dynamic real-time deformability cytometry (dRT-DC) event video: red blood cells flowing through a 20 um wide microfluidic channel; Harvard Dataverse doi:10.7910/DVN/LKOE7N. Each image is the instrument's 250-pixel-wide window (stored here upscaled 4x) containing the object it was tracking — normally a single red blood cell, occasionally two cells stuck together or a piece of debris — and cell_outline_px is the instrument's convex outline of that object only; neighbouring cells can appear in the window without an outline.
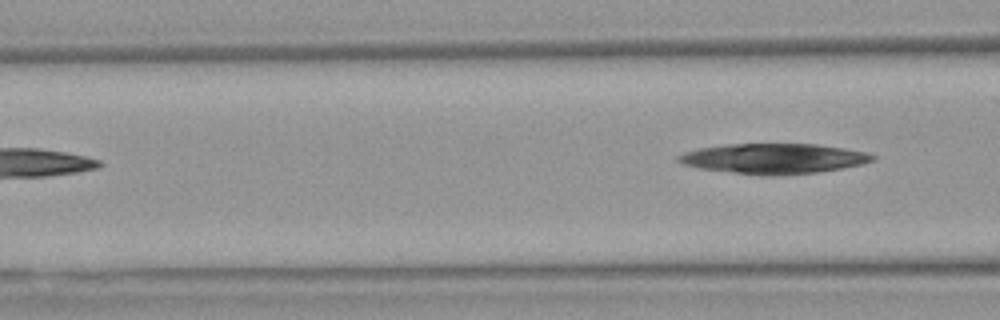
{"species": "Egyptian fruit bat (a non-hibernating species)", "species_latin": "Rousettus aegyptiacus", "temperature_condition": "warm", "stored_images_in_passage": 4, "camera_frame_rate_fps": 3000, "um_per_image_px": 0.085, "animal": {"sex": "female"}, "frame": {"image": 1, "passage_image": 4, "time_ms": 4.333, "image_size_px": [1000, 320], "cell_outline_px": [[876, 156], [872, 160], [860, 164], [840, 168], [816, 172], [736, 172], [700, 168], [684, 164], [676, 160], [676, 156], [684, 152], [700, 148], [724, 144], [816, 144], [844, 148], [868, 152]], "centroid_in_image_um": [65.75, 13.42], "position_along_channel_um": 100.9, "area_um2": 32.54}}